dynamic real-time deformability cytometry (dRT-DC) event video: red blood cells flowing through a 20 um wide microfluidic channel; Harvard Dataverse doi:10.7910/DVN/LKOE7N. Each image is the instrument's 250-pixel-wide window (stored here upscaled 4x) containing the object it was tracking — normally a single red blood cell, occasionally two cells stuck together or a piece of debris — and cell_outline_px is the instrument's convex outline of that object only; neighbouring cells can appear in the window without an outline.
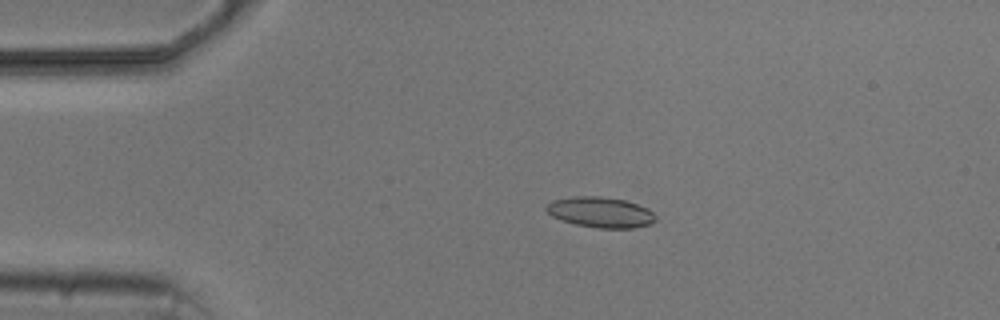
{"species": "common noctule bat (a hibernating species)", "species_latin": "Nyctalus noctula", "temperature_condition": "cold", "stored_images_in_passage": 2, "camera_frame_rate_fps": 3000, "um_per_image_px": 0.085, "animal": {"sex": "male", "body_mass_g": 20.5, "forearm_length_mm": 52.5}, "frame": {"image": 1, "passage_image": 1, "time_ms": 0.0, "image_size_px": [1000, 320], "cell_outline_px": [[656, 220], [648, 224], [632, 228], [596, 228], [576, 224], [560, 220], [552, 216], [544, 208], [552, 200], [576, 196], [600, 196], [624, 200], [648, 208], [656, 216]], "centroid_in_image_um": [51.02, 18.04], "position_along_channel_um": 34.0, "area_um2": 19.36}}